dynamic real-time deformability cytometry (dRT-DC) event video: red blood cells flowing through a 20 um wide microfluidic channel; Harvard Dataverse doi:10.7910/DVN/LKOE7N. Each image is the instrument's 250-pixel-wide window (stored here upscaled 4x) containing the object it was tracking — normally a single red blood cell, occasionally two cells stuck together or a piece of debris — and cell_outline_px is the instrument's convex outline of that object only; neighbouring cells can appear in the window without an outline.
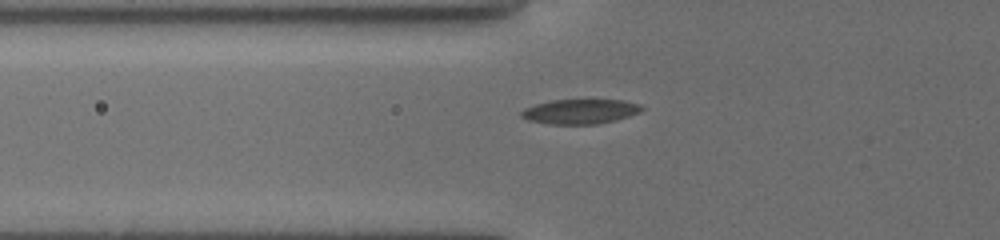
{"species": "common noctule bat (a hibernating species)", "species_latin": "Nyctalus noctula", "temperature_condition": "cold", "stored_images_in_passage": 36, "camera_frame_rate_fps": 3000, "um_per_image_px": 0.085, "animal": {"sex": "female", "body_mass_g": 19.5, "forearm_length_mm": 54.1}, "frame": {"image": 1, "passage_image": 2, "time_ms": 0.333, "image_size_px": [1000, 240], "cell_outline_px": [[644, 108], [640, 112], [616, 120], [596, 124], [548, 124], [528, 120], [520, 116], [520, 112], [524, 108], [536, 104], [552, 100], [624, 100], [640, 104]], "centroid_in_image_um": [49.31, 9.48], "position_along_channel_um": 76.5, "area_um2": 17.34}}
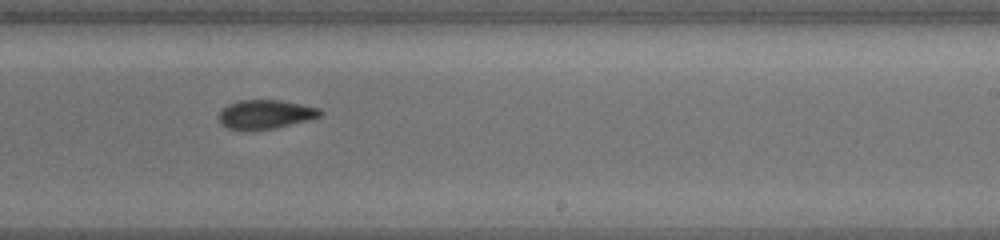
{"frame": {"image": 2, "passage_image": 17, "time_ms": 5.333, "image_size_px": [1000, 240], "cell_outline_px": [[324, 112], [320, 116], [308, 120], [272, 128], [248, 132], [228, 128], [220, 124], [220, 112], [228, 104], [240, 100], [280, 100], [320, 108]], "centroid_in_image_um": [22.55, 9.73], "position_along_channel_um": 266.5, "area_um2": 17.17}}
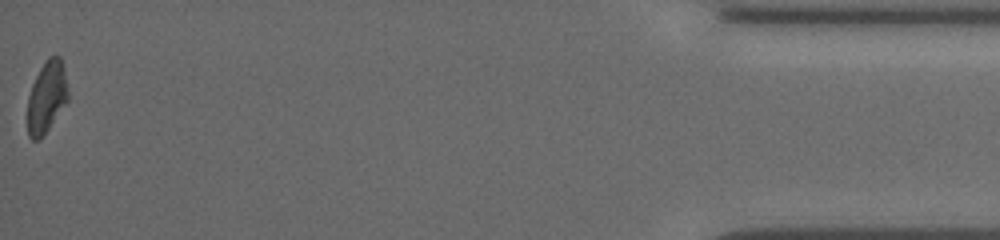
{"frame": {"image": 3, "passage_image": 36, "time_ms": 11.667, "image_size_px": [1000, 240], "cell_outline_px": [[68, 100], [40, 140], [32, 140], [28, 136], [28, 96], [32, 84], [40, 68], [48, 56], [60, 56], [64, 68], [68, 92]], "centroid_in_image_um": [3.96, 8.24], "position_along_channel_um": 431.2, "area_um2": 16.82}, "authors_computed_cell_mechanics": {"area_um2": 17.34, "velocity_mm_per_s": 3.8213, "shape_relaxation_time_tau1_ms": null, "shape_relaxation_time_tau2_ms": 2.5516, "deformation_change_tau1": null, "deformation_change_tau2": 0.0696}}